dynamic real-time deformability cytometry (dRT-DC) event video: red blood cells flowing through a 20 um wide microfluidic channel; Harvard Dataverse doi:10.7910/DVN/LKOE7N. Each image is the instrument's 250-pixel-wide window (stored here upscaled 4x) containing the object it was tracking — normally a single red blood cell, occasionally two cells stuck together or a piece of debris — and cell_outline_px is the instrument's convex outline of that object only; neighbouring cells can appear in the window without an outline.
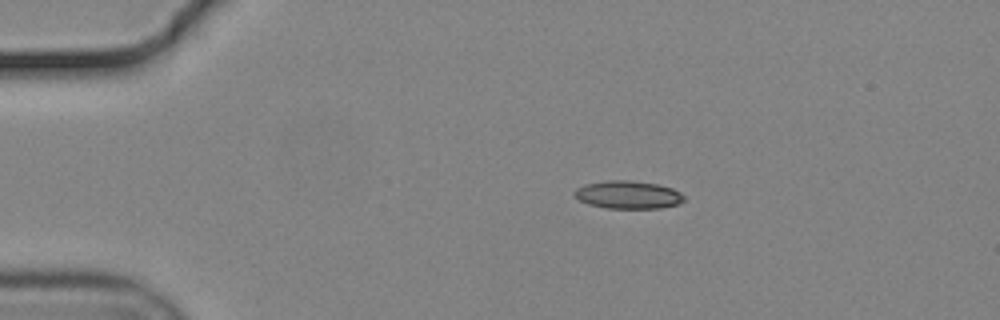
{"species": "common noctule bat (a hibernating species)", "species_latin": "Nyctalus noctula", "temperature_condition": "cold", "stored_images_in_passage": 45, "camera_frame_rate_fps": 3000, "um_per_image_px": 0.085, "animal": {"sex": "male", "body_mass_g": 19.2, "forearm_length_mm": 51.8}, "frame": {"image": 1, "passage_image": 1, "time_ms": 0.0, "image_size_px": [1000, 320], "cell_outline_px": [[684, 200], [680, 204], [660, 208], [608, 208], [588, 204], [580, 200], [572, 192], [576, 188], [584, 184], [608, 180], [632, 180], [656, 184], [672, 188], [680, 192], [684, 196]], "centroid_in_image_um": [53.39, 16.55], "position_along_channel_um": 31.6, "area_um2": 17.86}}
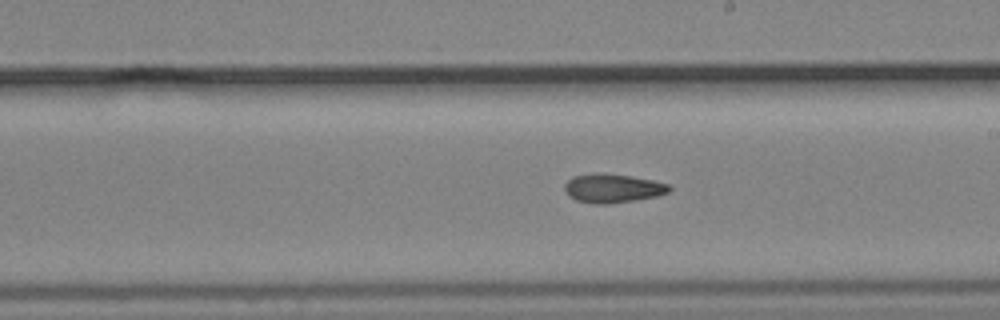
{"frame": {"image": 2, "passage_image": 22, "time_ms": 7.0, "image_size_px": [1000, 320], "cell_outline_px": [[672, 188], [668, 192], [656, 196], [636, 200], [608, 204], [592, 204], [576, 200], [568, 196], [564, 192], [564, 184], [572, 176], [596, 172], [604, 172], [632, 176], [652, 180], [668, 184]], "centroid_in_image_um": [52.03, 15.99], "position_along_channel_um": 237.0, "area_um2": 17.92}}
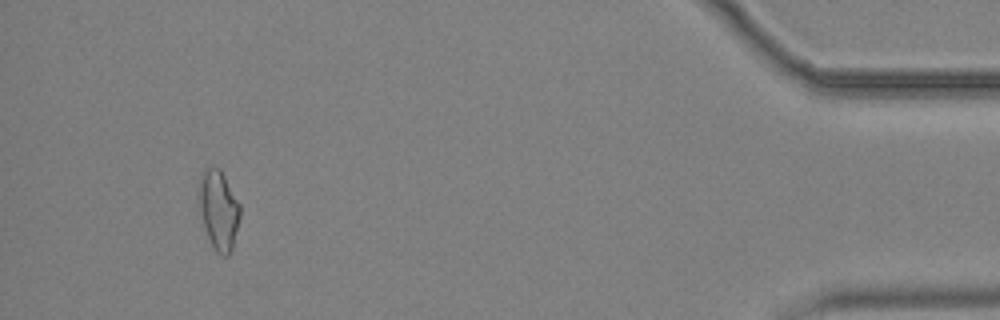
{"frame": {"image": 3, "passage_image": 42, "time_ms": 13.667, "image_size_px": [1000, 320], "cell_outline_px": [[240, 216], [232, 248], [228, 256], [224, 256], [216, 252], [204, 228], [196, 204], [196, 192], [200, 172], [204, 168], [220, 168], [240, 204]], "centroid_in_image_um": [18.52, 17.79], "position_along_channel_um": 416.7, "area_um2": 19.59}, "authors_computed_cell_mechanics": {"area_um2": 17.629, "velocity_mm_per_s": 3.7264, "shape_relaxation_time_tau1_ms": null, "shape_relaxation_time_tau2_ms": 5.7257, "deformation_change_tau1": null, "deformation_change_tau2": 0.1343}}